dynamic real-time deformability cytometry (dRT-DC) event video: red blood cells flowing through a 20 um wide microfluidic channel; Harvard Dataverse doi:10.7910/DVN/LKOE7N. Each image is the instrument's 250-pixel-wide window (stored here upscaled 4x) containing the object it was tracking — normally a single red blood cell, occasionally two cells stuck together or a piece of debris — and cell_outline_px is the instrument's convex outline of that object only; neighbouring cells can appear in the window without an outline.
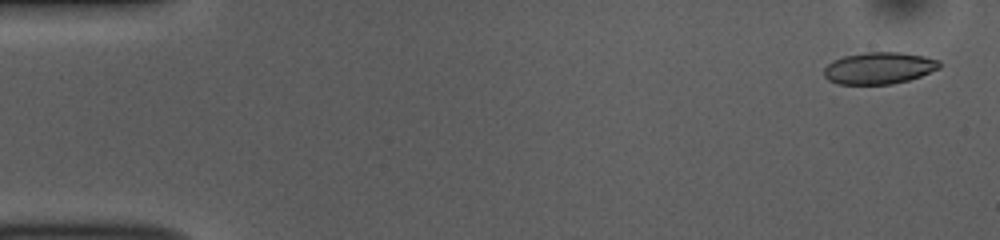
{"species": "common noctule bat (a hibernating species)", "species_latin": "Nyctalus noctula", "temperature_condition": "room temperature", "stored_images_in_passage": 16, "camera_frame_rate_fps": 3000, "um_per_image_px": 0.085, "animal": {"sex": "female", "body_mass_g": 10.0, "forearm_length_mm": 53.1}, "frame": {"image": 1, "passage_image": 2, "time_ms": 0.333, "image_size_px": [1000, 240], "cell_outline_px": [[940, 68], [920, 76], [908, 80], [892, 84], [836, 84], [828, 80], [824, 76], [824, 68], [832, 60], [844, 56], [864, 52], [900, 52], [924, 56], [940, 60]], "centroid_in_image_um": [74.7, 5.78], "position_along_channel_um": 10.3, "area_um2": 21.5}}
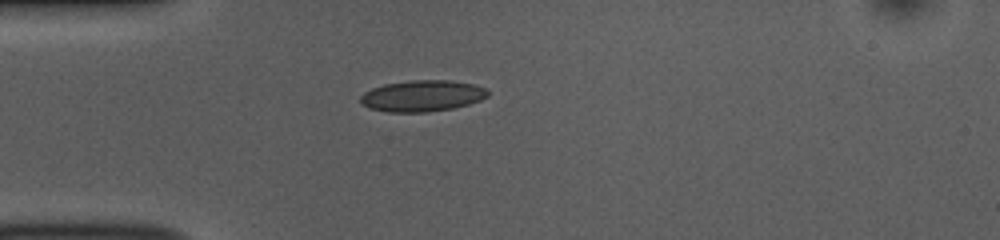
{"frame": {"image": 2, "passage_image": 14, "time_ms": 4.333, "image_size_px": [1000, 240], "cell_outline_px": [[488, 96], [480, 100], [468, 104], [452, 108], [428, 112], [388, 112], [368, 108], [360, 104], [360, 96], [364, 92], [372, 88], [384, 84], [412, 80], [452, 80], [472, 84], [488, 88]], "centroid_in_image_um": [35.87, 8.15], "position_along_channel_um": 49.1, "area_um2": 23.35}}